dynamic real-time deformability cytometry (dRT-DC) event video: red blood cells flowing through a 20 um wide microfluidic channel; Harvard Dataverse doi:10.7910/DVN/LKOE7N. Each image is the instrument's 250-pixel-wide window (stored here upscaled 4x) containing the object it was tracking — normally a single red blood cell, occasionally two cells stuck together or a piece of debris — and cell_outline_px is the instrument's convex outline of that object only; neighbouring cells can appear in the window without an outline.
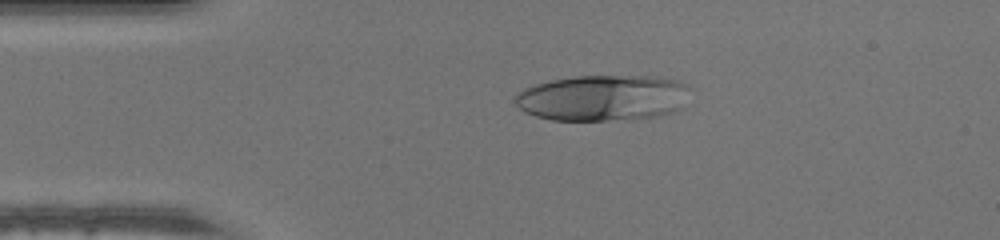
{"species": "human", "species_latin": "Homo sapiens", "temperature_condition": "warm", "stored_images_in_passage": 44, "camera_frame_rate_fps": 3000, "um_per_image_px": 0.085, "donor": {"sex": "male"}, "frame": {"image": 1, "passage_image": 6, "time_ms": 1.667, "image_size_px": [1000, 240], "cell_outline_px": [[692, 88], [684, 108], [676, 112], [660, 116], [604, 120], [552, 120], [536, 116], [524, 112], [512, 100], [512, 96], [524, 88], [532, 84], [572, 76], [656, 76], [680, 80], [688, 84]], "centroid_in_image_um": [51.29, 8.3], "position_along_channel_um": 33.7, "area_um2": 47.8}}
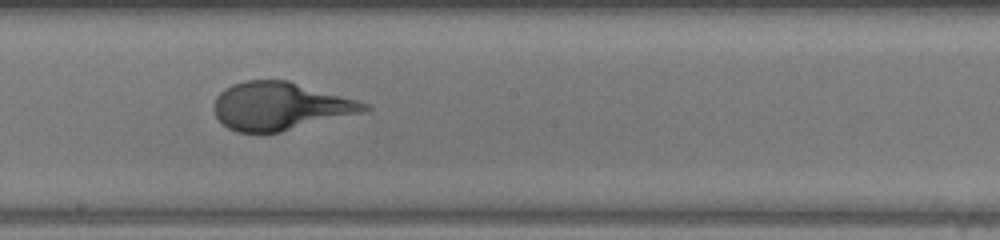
{"frame": {"image": 2, "passage_image": 22, "time_ms": 7.0, "image_size_px": [1000, 240], "cell_outline_px": [[372, 108], [360, 112], [280, 132], [236, 132], [228, 128], [216, 116], [212, 108], [216, 96], [224, 88], [232, 84], [244, 80], [288, 80], [356, 100], [368, 104]], "centroid_in_image_um": [23.73, 9.01], "position_along_channel_um": 224.5, "area_um2": 41.44}}
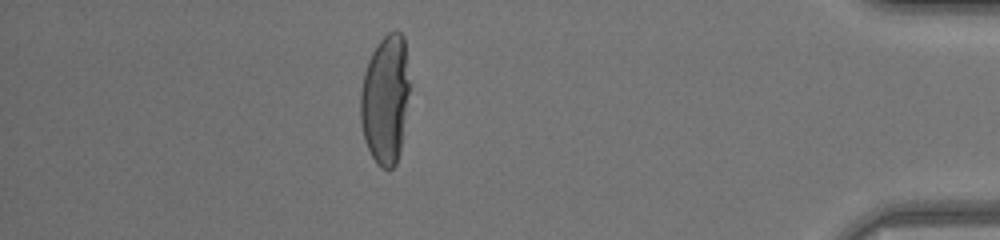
{"frame": {"image": 3, "passage_image": 38, "time_ms": 12.333, "image_size_px": [1000, 240], "cell_outline_px": [[408, 92], [400, 152], [396, 164], [392, 168], [384, 168], [376, 164], [364, 140], [360, 120], [360, 92], [364, 72], [368, 60], [376, 44], [388, 32], [400, 32], [404, 36], [408, 80]], "centroid_in_image_um": [32.72, 8.45], "position_along_channel_um": 402.5, "area_um2": 36.65}}